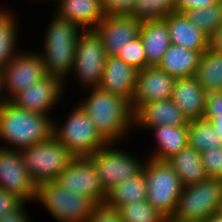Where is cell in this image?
<instances>
[{
	"instance_id": "2",
	"label": "cell",
	"mask_w": 222,
	"mask_h": 222,
	"mask_svg": "<svg viewBox=\"0 0 222 222\" xmlns=\"http://www.w3.org/2000/svg\"><path fill=\"white\" fill-rule=\"evenodd\" d=\"M52 131L53 122L47 115L18 108L8 100L0 105V137L15 150L48 140Z\"/></svg>"
},
{
	"instance_id": "35",
	"label": "cell",
	"mask_w": 222,
	"mask_h": 222,
	"mask_svg": "<svg viewBox=\"0 0 222 222\" xmlns=\"http://www.w3.org/2000/svg\"><path fill=\"white\" fill-rule=\"evenodd\" d=\"M136 0H102L104 17L130 16Z\"/></svg>"
},
{
	"instance_id": "25",
	"label": "cell",
	"mask_w": 222,
	"mask_h": 222,
	"mask_svg": "<svg viewBox=\"0 0 222 222\" xmlns=\"http://www.w3.org/2000/svg\"><path fill=\"white\" fill-rule=\"evenodd\" d=\"M155 139L159 144L152 159L159 161H167L173 155L180 152L183 148L189 145L188 142V125L181 126H168L161 125L155 126Z\"/></svg>"
},
{
	"instance_id": "41",
	"label": "cell",
	"mask_w": 222,
	"mask_h": 222,
	"mask_svg": "<svg viewBox=\"0 0 222 222\" xmlns=\"http://www.w3.org/2000/svg\"><path fill=\"white\" fill-rule=\"evenodd\" d=\"M208 48L216 53L222 54V23L216 31L209 36Z\"/></svg>"
},
{
	"instance_id": "43",
	"label": "cell",
	"mask_w": 222,
	"mask_h": 222,
	"mask_svg": "<svg viewBox=\"0 0 222 222\" xmlns=\"http://www.w3.org/2000/svg\"><path fill=\"white\" fill-rule=\"evenodd\" d=\"M203 222H222V213L217 212L215 214H212L207 219H205Z\"/></svg>"
},
{
	"instance_id": "27",
	"label": "cell",
	"mask_w": 222,
	"mask_h": 222,
	"mask_svg": "<svg viewBox=\"0 0 222 222\" xmlns=\"http://www.w3.org/2000/svg\"><path fill=\"white\" fill-rule=\"evenodd\" d=\"M195 76L207 94L222 91V54L209 48L203 52Z\"/></svg>"
},
{
	"instance_id": "7",
	"label": "cell",
	"mask_w": 222,
	"mask_h": 222,
	"mask_svg": "<svg viewBox=\"0 0 222 222\" xmlns=\"http://www.w3.org/2000/svg\"><path fill=\"white\" fill-rule=\"evenodd\" d=\"M35 199L40 200L58 222H87L96 206L88 197L70 193L55 180L38 184Z\"/></svg>"
},
{
	"instance_id": "18",
	"label": "cell",
	"mask_w": 222,
	"mask_h": 222,
	"mask_svg": "<svg viewBox=\"0 0 222 222\" xmlns=\"http://www.w3.org/2000/svg\"><path fill=\"white\" fill-rule=\"evenodd\" d=\"M206 98L207 93L196 76H191L176 79L170 99L180 108L189 122L203 118Z\"/></svg>"
},
{
	"instance_id": "10",
	"label": "cell",
	"mask_w": 222,
	"mask_h": 222,
	"mask_svg": "<svg viewBox=\"0 0 222 222\" xmlns=\"http://www.w3.org/2000/svg\"><path fill=\"white\" fill-rule=\"evenodd\" d=\"M110 145L111 143H108L88 157L96 169L99 182L105 192L124 180L139 175L144 166L128 153L112 150Z\"/></svg>"
},
{
	"instance_id": "33",
	"label": "cell",
	"mask_w": 222,
	"mask_h": 222,
	"mask_svg": "<svg viewBox=\"0 0 222 222\" xmlns=\"http://www.w3.org/2000/svg\"><path fill=\"white\" fill-rule=\"evenodd\" d=\"M117 57L137 71L147 67V59L140 36L126 44Z\"/></svg>"
},
{
	"instance_id": "20",
	"label": "cell",
	"mask_w": 222,
	"mask_h": 222,
	"mask_svg": "<svg viewBox=\"0 0 222 222\" xmlns=\"http://www.w3.org/2000/svg\"><path fill=\"white\" fill-rule=\"evenodd\" d=\"M167 23L170 42L201 54L208 49L209 37L182 13H171L163 18Z\"/></svg>"
},
{
	"instance_id": "16",
	"label": "cell",
	"mask_w": 222,
	"mask_h": 222,
	"mask_svg": "<svg viewBox=\"0 0 222 222\" xmlns=\"http://www.w3.org/2000/svg\"><path fill=\"white\" fill-rule=\"evenodd\" d=\"M63 81L55 76H46L39 82L17 93L10 102L18 108L47 115L59 101Z\"/></svg>"
},
{
	"instance_id": "26",
	"label": "cell",
	"mask_w": 222,
	"mask_h": 222,
	"mask_svg": "<svg viewBox=\"0 0 222 222\" xmlns=\"http://www.w3.org/2000/svg\"><path fill=\"white\" fill-rule=\"evenodd\" d=\"M147 200V187L143 171L129 180H124L113 186L106 192L104 203L110 207L119 208L132 202H143Z\"/></svg>"
},
{
	"instance_id": "17",
	"label": "cell",
	"mask_w": 222,
	"mask_h": 222,
	"mask_svg": "<svg viewBox=\"0 0 222 222\" xmlns=\"http://www.w3.org/2000/svg\"><path fill=\"white\" fill-rule=\"evenodd\" d=\"M137 70L117 56L106 58L103 76L99 87L116 94L132 104L136 86Z\"/></svg>"
},
{
	"instance_id": "3",
	"label": "cell",
	"mask_w": 222,
	"mask_h": 222,
	"mask_svg": "<svg viewBox=\"0 0 222 222\" xmlns=\"http://www.w3.org/2000/svg\"><path fill=\"white\" fill-rule=\"evenodd\" d=\"M50 24L41 55L47 76H55L64 81L65 75L73 70L76 42L81 29L74 22L58 14Z\"/></svg>"
},
{
	"instance_id": "14",
	"label": "cell",
	"mask_w": 222,
	"mask_h": 222,
	"mask_svg": "<svg viewBox=\"0 0 222 222\" xmlns=\"http://www.w3.org/2000/svg\"><path fill=\"white\" fill-rule=\"evenodd\" d=\"M176 78L158 66H148L137 72L132 112L140 105L171 98Z\"/></svg>"
},
{
	"instance_id": "23",
	"label": "cell",
	"mask_w": 222,
	"mask_h": 222,
	"mask_svg": "<svg viewBox=\"0 0 222 222\" xmlns=\"http://www.w3.org/2000/svg\"><path fill=\"white\" fill-rule=\"evenodd\" d=\"M201 53L172 44L157 65L161 70L174 78L195 76Z\"/></svg>"
},
{
	"instance_id": "24",
	"label": "cell",
	"mask_w": 222,
	"mask_h": 222,
	"mask_svg": "<svg viewBox=\"0 0 222 222\" xmlns=\"http://www.w3.org/2000/svg\"><path fill=\"white\" fill-rule=\"evenodd\" d=\"M167 162L180 177L183 187L208 179L202 164L201 153L194 147L186 146L169 158Z\"/></svg>"
},
{
	"instance_id": "38",
	"label": "cell",
	"mask_w": 222,
	"mask_h": 222,
	"mask_svg": "<svg viewBox=\"0 0 222 222\" xmlns=\"http://www.w3.org/2000/svg\"><path fill=\"white\" fill-rule=\"evenodd\" d=\"M222 117V91L207 94L203 117Z\"/></svg>"
},
{
	"instance_id": "12",
	"label": "cell",
	"mask_w": 222,
	"mask_h": 222,
	"mask_svg": "<svg viewBox=\"0 0 222 222\" xmlns=\"http://www.w3.org/2000/svg\"><path fill=\"white\" fill-rule=\"evenodd\" d=\"M0 188L24 202L35 199L36 185L24 165L20 150L0 148Z\"/></svg>"
},
{
	"instance_id": "9",
	"label": "cell",
	"mask_w": 222,
	"mask_h": 222,
	"mask_svg": "<svg viewBox=\"0 0 222 222\" xmlns=\"http://www.w3.org/2000/svg\"><path fill=\"white\" fill-rule=\"evenodd\" d=\"M107 55L101 37L95 30H82L75 48L73 70L82 84L93 88L101 84Z\"/></svg>"
},
{
	"instance_id": "34",
	"label": "cell",
	"mask_w": 222,
	"mask_h": 222,
	"mask_svg": "<svg viewBox=\"0 0 222 222\" xmlns=\"http://www.w3.org/2000/svg\"><path fill=\"white\" fill-rule=\"evenodd\" d=\"M201 159L208 178L222 180V146L202 152Z\"/></svg>"
},
{
	"instance_id": "8",
	"label": "cell",
	"mask_w": 222,
	"mask_h": 222,
	"mask_svg": "<svg viewBox=\"0 0 222 222\" xmlns=\"http://www.w3.org/2000/svg\"><path fill=\"white\" fill-rule=\"evenodd\" d=\"M53 123L52 135L75 157H89L108 142L79 105L75 108L61 129Z\"/></svg>"
},
{
	"instance_id": "29",
	"label": "cell",
	"mask_w": 222,
	"mask_h": 222,
	"mask_svg": "<svg viewBox=\"0 0 222 222\" xmlns=\"http://www.w3.org/2000/svg\"><path fill=\"white\" fill-rule=\"evenodd\" d=\"M182 14L209 37L222 23V0L204 8L183 11Z\"/></svg>"
},
{
	"instance_id": "19",
	"label": "cell",
	"mask_w": 222,
	"mask_h": 222,
	"mask_svg": "<svg viewBox=\"0 0 222 222\" xmlns=\"http://www.w3.org/2000/svg\"><path fill=\"white\" fill-rule=\"evenodd\" d=\"M133 121L146 128L188 125V120L171 99L140 105L133 112Z\"/></svg>"
},
{
	"instance_id": "42",
	"label": "cell",
	"mask_w": 222,
	"mask_h": 222,
	"mask_svg": "<svg viewBox=\"0 0 222 222\" xmlns=\"http://www.w3.org/2000/svg\"><path fill=\"white\" fill-rule=\"evenodd\" d=\"M203 119L210 121L215 131L222 137V117H203Z\"/></svg>"
},
{
	"instance_id": "4",
	"label": "cell",
	"mask_w": 222,
	"mask_h": 222,
	"mask_svg": "<svg viewBox=\"0 0 222 222\" xmlns=\"http://www.w3.org/2000/svg\"><path fill=\"white\" fill-rule=\"evenodd\" d=\"M142 171L147 187V201L170 220L183 189L180 177L167 161L152 158L147 165L144 164Z\"/></svg>"
},
{
	"instance_id": "6",
	"label": "cell",
	"mask_w": 222,
	"mask_h": 222,
	"mask_svg": "<svg viewBox=\"0 0 222 222\" xmlns=\"http://www.w3.org/2000/svg\"><path fill=\"white\" fill-rule=\"evenodd\" d=\"M20 151L24 165L36 186L56 180L75 159L53 135L46 141Z\"/></svg>"
},
{
	"instance_id": "21",
	"label": "cell",
	"mask_w": 222,
	"mask_h": 222,
	"mask_svg": "<svg viewBox=\"0 0 222 222\" xmlns=\"http://www.w3.org/2000/svg\"><path fill=\"white\" fill-rule=\"evenodd\" d=\"M148 66H157L171 45L164 19L143 21L139 31Z\"/></svg>"
},
{
	"instance_id": "36",
	"label": "cell",
	"mask_w": 222,
	"mask_h": 222,
	"mask_svg": "<svg viewBox=\"0 0 222 222\" xmlns=\"http://www.w3.org/2000/svg\"><path fill=\"white\" fill-rule=\"evenodd\" d=\"M87 222H122L117 208L103 204H97Z\"/></svg>"
},
{
	"instance_id": "31",
	"label": "cell",
	"mask_w": 222,
	"mask_h": 222,
	"mask_svg": "<svg viewBox=\"0 0 222 222\" xmlns=\"http://www.w3.org/2000/svg\"><path fill=\"white\" fill-rule=\"evenodd\" d=\"M6 11H0V71L15 56L16 22Z\"/></svg>"
},
{
	"instance_id": "15",
	"label": "cell",
	"mask_w": 222,
	"mask_h": 222,
	"mask_svg": "<svg viewBox=\"0 0 222 222\" xmlns=\"http://www.w3.org/2000/svg\"><path fill=\"white\" fill-rule=\"evenodd\" d=\"M140 21L131 16L104 17L95 27L107 57L118 56L126 44L139 36Z\"/></svg>"
},
{
	"instance_id": "13",
	"label": "cell",
	"mask_w": 222,
	"mask_h": 222,
	"mask_svg": "<svg viewBox=\"0 0 222 222\" xmlns=\"http://www.w3.org/2000/svg\"><path fill=\"white\" fill-rule=\"evenodd\" d=\"M46 76L47 73L40 55L16 54L2 69L3 87L9 89L8 92H11L9 94H12L11 98L8 97L7 100L10 101L17 93L41 81Z\"/></svg>"
},
{
	"instance_id": "44",
	"label": "cell",
	"mask_w": 222,
	"mask_h": 222,
	"mask_svg": "<svg viewBox=\"0 0 222 222\" xmlns=\"http://www.w3.org/2000/svg\"><path fill=\"white\" fill-rule=\"evenodd\" d=\"M2 88H3L2 71H0V91H1ZM5 101H7V99L2 98V100H1V97H0V105L2 103H4Z\"/></svg>"
},
{
	"instance_id": "37",
	"label": "cell",
	"mask_w": 222,
	"mask_h": 222,
	"mask_svg": "<svg viewBox=\"0 0 222 222\" xmlns=\"http://www.w3.org/2000/svg\"><path fill=\"white\" fill-rule=\"evenodd\" d=\"M24 201L15 194L0 188V218L15 209H17Z\"/></svg>"
},
{
	"instance_id": "11",
	"label": "cell",
	"mask_w": 222,
	"mask_h": 222,
	"mask_svg": "<svg viewBox=\"0 0 222 222\" xmlns=\"http://www.w3.org/2000/svg\"><path fill=\"white\" fill-rule=\"evenodd\" d=\"M70 193L86 196L96 205L103 204L106 192L102 188L96 169L88 157H77L55 180Z\"/></svg>"
},
{
	"instance_id": "30",
	"label": "cell",
	"mask_w": 222,
	"mask_h": 222,
	"mask_svg": "<svg viewBox=\"0 0 222 222\" xmlns=\"http://www.w3.org/2000/svg\"><path fill=\"white\" fill-rule=\"evenodd\" d=\"M177 0H136L131 17L143 22L163 19L176 12Z\"/></svg>"
},
{
	"instance_id": "5",
	"label": "cell",
	"mask_w": 222,
	"mask_h": 222,
	"mask_svg": "<svg viewBox=\"0 0 222 222\" xmlns=\"http://www.w3.org/2000/svg\"><path fill=\"white\" fill-rule=\"evenodd\" d=\"M222 180L208 178L197 184L183 187L177 201L173 222H203L210 215L220 212Z\"/></svg>"
},
{
	"instance_id": "32",
	"label": "cell",
	"mask_w": 222,
	"mask_h": 222,
	"mask_svg": "<svg viewBox=\"0 0 222 222\" xmlns=\"http://www.w3.org/2000/svg\"><path fill=\"white\" fill-rule=\"evenodd\" d=\"M122 222H166L167 219L160 214L146 200L132 202L118 208Z\"/></svg>"
},
{
	"instance_id": "1",
	"label": "cell",
	"mask_w": 222,
	"mask_h": 222,
	"mask_svg": "<svg viewBox=\"0 0 222 222\" xmlns=\"http://www.w3.org/2000/svg\"><path fill=\"white\" fill-rule=\"evenodd\" d=\"M79 105L99 134L111 144L125 133L133 121L131 104L121 96L100 87L93 88L88 99Z\"/></svg>"
},
{
	"instance_id": "39",
	"label": "cell",
	"mask_w": 222,
	"mask_h": 222,
	"mask_svg": "<svg viewBox=\"0 0 222 222\" xmlns=\"http://www.w3.org/2000/svg\"><path fill=\"white\" fill-rule=\"evenodd\" d=\"M220 0H177L176 1V12L182 13L183 11L204 8L209 5H213Z\"/></svg>"
},
{
	"instance_id": "28",
	"label": "cell",
	"mask_w": 222,
	"mask_h": 222,
	"mask_svg": "<svg viewBox=\"0 0 222 222\" xmlns=\"http://www.w3.org/2000/svg\"><path fill=\"white\" fill-rule=\"evenodd\" d=\"M188 142L200 153L222 146V137L215 131L213 124L205 119L188 122Z\"/></svg>"
},
{
	"instance_id": "22",
	"label": "cell",
	"mask_w": 222,
	"mask_h": 222,
	"mask_svg": "<svg viewBox=\"0 0 222 222\" xmlns=\"http://www.w3.org/2000/svg\"><path fill=\"white\" fill-rule=\"evenodd\" d=\"M58 15L83 30H94L104 18L102 0H60Z\"/></svg>"
},
{
	"instance_id": "40",
	"label": "cell",
	"mask_w": 222,
	"mask_h": 222,
	"mask_svg": "<svg viewBox=\"0 0 222 222\" xmlns=\"http://www.w3.org/2000/svg\"><path fill=\"white\" fill-rule=\"evenodd\" d=\"M23 202L17 209L6 213L0 218V222H28V217L25 215Z\"/></svg>"
}]
</instances>
